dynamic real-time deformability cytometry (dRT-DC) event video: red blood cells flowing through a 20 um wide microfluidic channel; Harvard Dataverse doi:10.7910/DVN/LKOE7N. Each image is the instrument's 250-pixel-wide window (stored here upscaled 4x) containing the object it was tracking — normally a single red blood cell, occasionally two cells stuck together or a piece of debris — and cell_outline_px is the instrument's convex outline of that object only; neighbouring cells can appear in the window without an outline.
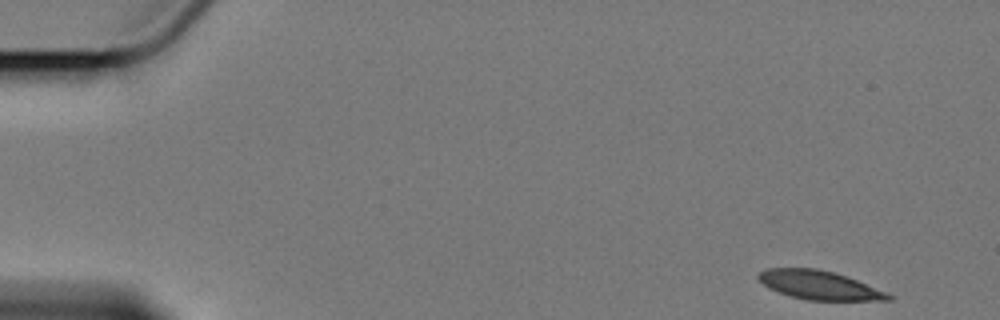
{"species": "Egyptian fruit bat (a non-hibernating species)", "species_latin": "Rousettus aegyptiacus", "temperature_condition": "cold", "stored_images_in_passage": 5, "camera_frame_rate_fps": 3000, "um_per_image_px": 0.085, "animal": {"sex": "female"}, "frame": {"image": 1, "passage_image": 1, "time_ms": 0.0, "image_size_px": [1000, 320], "cell_outline_px": [[892, 300], [808, 300], [792, 296], [768, 288], [756, 276], [760, 272], [768, 268], [816, 268], [832, 272], [856, 280], [884, 292], [892, 296]], "centroid_in_image_um": [69.58, 24.23], "position_along_channel_um": 15.4, "area_um2": 21.21}}
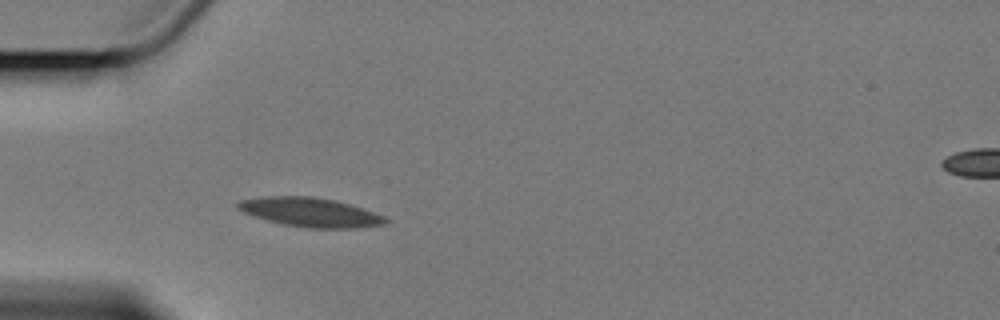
{"frame": {"image": 2, "passage_image": 5, "time_ms": 4.667, "image_size_px": [1000, 320], "cell_outline_px": [[388, 220], [384, 224], [356, 228], [308, 228], [284, 224], [268, 220], [244, 212], [236, 208], [236, 204], [240, 200], [260, 196], [312, 196], [336, 200], [384, 216]], "centroid_in_image_um": [26.33, 18.03], "position_along_channel_um": 58.7, "area_um2": 24.8}}